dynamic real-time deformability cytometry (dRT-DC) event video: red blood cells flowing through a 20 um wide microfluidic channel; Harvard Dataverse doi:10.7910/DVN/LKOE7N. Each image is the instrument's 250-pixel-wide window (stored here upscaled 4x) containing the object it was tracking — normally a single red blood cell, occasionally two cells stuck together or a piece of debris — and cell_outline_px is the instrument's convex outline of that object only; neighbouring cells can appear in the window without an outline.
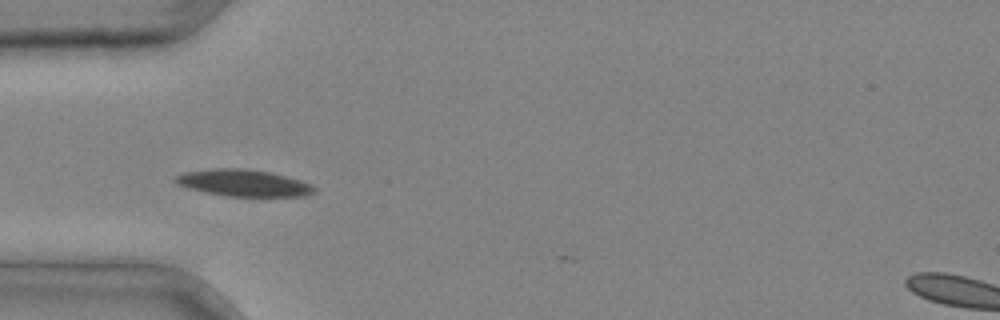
{"species": "common noctule bat (a hibernating species)", "species_latin": "Nyctalus noctula", "temperature_condition": "cold", "stored_images_in_passage": 6, "camera_frame_rate_fps": 3000, "um_per_image_px": 0.085, "animal": {"sex": "male", "body_mass_g": 20.4}, "frame": {"image": 1, "passage_image": 5, "time_ms": 1.333, "image_size_px": [1000, 320], "cell_outline_px": [[316, 192], [308, 196], [224, 196], [188, 188], [176, 184], [172, 180], [176, 176], [184, 172], [212, 168], [248, 168], [272, 172], [300, 180], [312, 184], [316, 188]], "centroid_in_image_um": [20.71, 15.54], "position_along_channel_um": 64.3, "area_um2": 21.96}}